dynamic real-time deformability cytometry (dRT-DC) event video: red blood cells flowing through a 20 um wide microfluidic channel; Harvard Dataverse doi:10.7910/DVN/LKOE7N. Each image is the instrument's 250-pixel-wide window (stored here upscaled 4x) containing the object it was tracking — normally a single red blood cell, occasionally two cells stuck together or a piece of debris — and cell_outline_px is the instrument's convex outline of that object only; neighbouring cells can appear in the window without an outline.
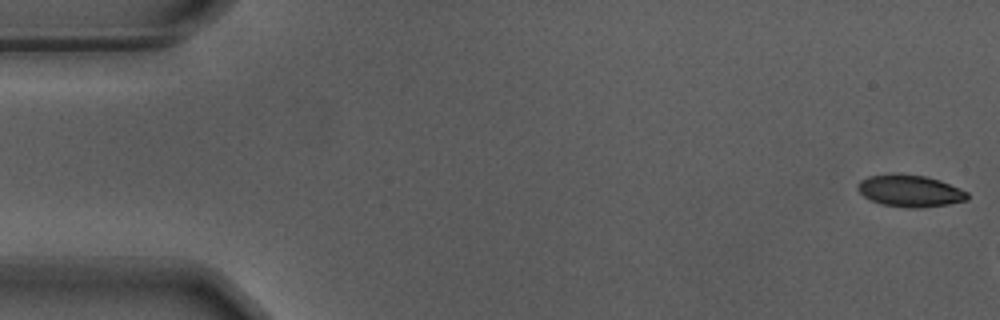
{"species": "Egyptian fruit bat (a non-hibernating species)", "species_latin": "Rousettus aegyptiacus", "temperature_condition": "warm", "stored_images_in_passage": 7, "camera_frame_rate_fps": 3000, "um_per_image_px": 0.085, "animal": {"sex": "male"}, "frame": {"image": 1, "passage_image": 1, "time_ms": 0.0, "image_size_px": [1000, 320], "cell_outline_px": [[968, 200], [948, 204], [924, 208], [908, 208], [880, 204], [864, 196], [856, 188], [856, 184], [860, 180], [868, 176], [892, 172], [924, 176], [940, 180], [960, 188], [968, 192]], "centroid_in_image_um": [77.33, 16.21], "position_along_channel_um": 7.7, "area_um2": 20.75}}